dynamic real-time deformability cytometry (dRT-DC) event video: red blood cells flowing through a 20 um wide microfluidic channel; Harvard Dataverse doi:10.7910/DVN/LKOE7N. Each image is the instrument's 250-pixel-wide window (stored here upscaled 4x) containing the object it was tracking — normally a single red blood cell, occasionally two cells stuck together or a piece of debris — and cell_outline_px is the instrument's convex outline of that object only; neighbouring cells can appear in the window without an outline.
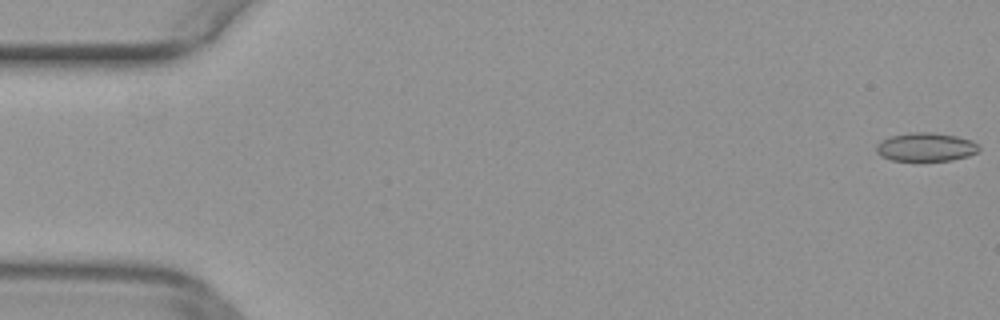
{"species": "common noctule bat (a hibernating species)", "species_latin": "Nyctalus noctula", "temperature_condition": "warm", "stored_images_in_passage": 16, "camera_frame_rate_fps": 3000, "um_per_image_px": 0.085, "animal": {"sex": "female", "body_mass_g": 29.2, "forearm_length_mm": 56.3}, "frame": {"image": 1, "passage_image": 1, "time_ms": 0.0, "image_size_px": [1000, 320], "cell_outline_px": [[980, 148], [976, 152], [968, 156], [952, 160], [892, 160], [880, 156], [876, 152], [876, 144], [880, 140], [892, 136], [908, 132], [932, 132], [956, 136], [972, 140]], "centroid_in_image_um": [78.66, 12.49], "position_along_channel_um": 6.3, "area_um2": 17.05}}
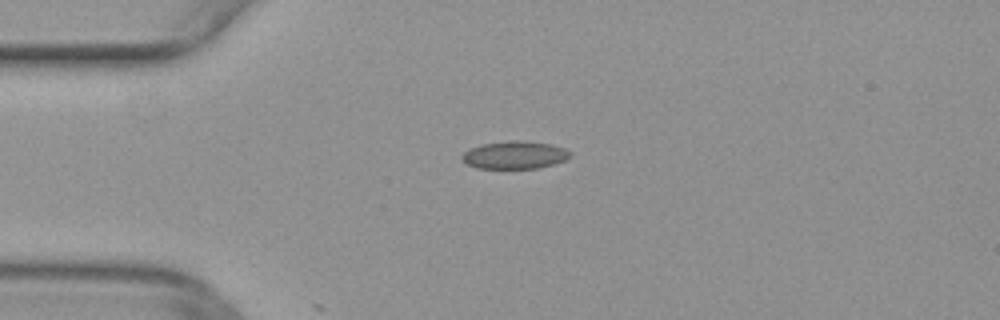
{"frame": {"image": 2, "passage_image": 13, "time_ms": 4.0, "image_size_px": [1000, 320], "cell_outline_px": [[572, 156], [564, 160], [552, 164], [536, 168], [476, 168], [464, 164], [460, 160], [460, 156], [464, 152], [472, 148], [484, 144], [512, 140], [524, 140], [552, 144], [564, 148], [572, 152]], "centroid_in_image_um": [43.73, 13.17], "position_along_channel_um": 41.3, "area_um2": 17.57}}